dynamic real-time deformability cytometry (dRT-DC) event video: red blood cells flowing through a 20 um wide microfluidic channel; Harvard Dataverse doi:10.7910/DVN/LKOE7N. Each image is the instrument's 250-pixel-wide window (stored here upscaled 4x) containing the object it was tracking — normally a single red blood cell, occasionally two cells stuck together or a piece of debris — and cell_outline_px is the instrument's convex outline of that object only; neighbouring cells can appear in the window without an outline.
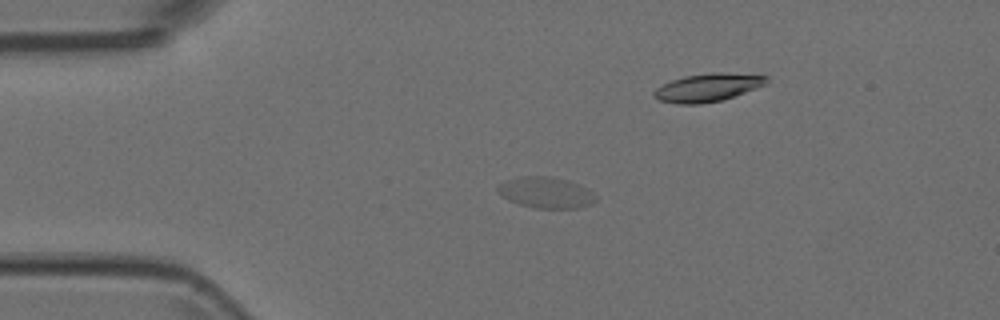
{"species": "Egyptian fruit bat (a non-hibernating species)", "species_latin": "Rousettus aegyptiacus", "temperature_condition": "room temperature", "stored_images_in_passage": 5, "segment_of_instrument_passage": [1, 2], "camera_frame_rate_fps": 3000, "um_per_image_px": 0.085, "animal": {"sex": "female"}, "frame": {"image": 1, "passage_image": 3, "time_ms": 0.667, "image_size_px": [1000, 320], "cell_outline_px": [[596, 200], [592, 204], [580, 208], [532, 208], [508, 200], [500, 196], [496, 192], [496, 188], [500, 184], [508, 180], [520, 176], [552, 176], [568, 180], [592, 192], [596, 196]], "centroid_in_image_um": [46.37, 16.37], "position_along_channel_um": 38.6, "area_um2": 17.8}}